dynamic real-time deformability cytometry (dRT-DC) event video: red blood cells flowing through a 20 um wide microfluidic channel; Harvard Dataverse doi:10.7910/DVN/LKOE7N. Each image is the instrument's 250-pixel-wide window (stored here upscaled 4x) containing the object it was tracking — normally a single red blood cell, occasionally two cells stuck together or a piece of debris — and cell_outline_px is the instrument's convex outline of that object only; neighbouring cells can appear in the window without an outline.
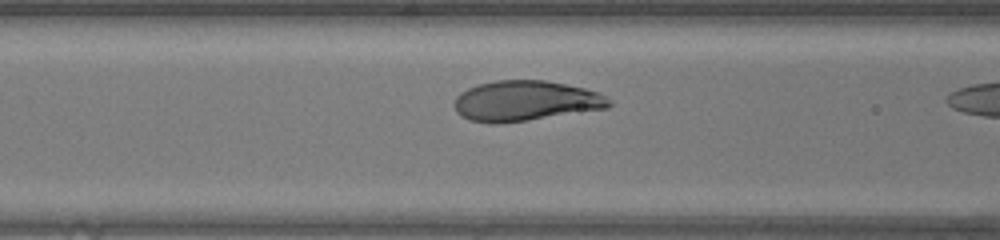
{"species": "human", "species_latin": "Homo sapiens", "temperature_condition": "warm", "stored_images_in_passage": 9, "camera_frame_rate_fps": 3000, "um_per_image_px": 0.085, "donor": {"sex": "female"}, "frame": {"image": 1, "passage_image": 8, "time_ms": 2.333, "image_size_px": [1000, 240], "cell_outline_px": [[612, 104], [608, 108], [528, 120], [500, 124], [492, 124], [468, 120], [460, 116], [456, 112], [452, 104], [456, 96], [460, 92], [468, 88], [480, 84], [496, 80], [544, 80], [584, 88], [600, 92], [608, 96]], "centroid_in_image_um": [44.64, 8.58], "position_along_channel_um": 122.0, "area_um2": 36.7}}